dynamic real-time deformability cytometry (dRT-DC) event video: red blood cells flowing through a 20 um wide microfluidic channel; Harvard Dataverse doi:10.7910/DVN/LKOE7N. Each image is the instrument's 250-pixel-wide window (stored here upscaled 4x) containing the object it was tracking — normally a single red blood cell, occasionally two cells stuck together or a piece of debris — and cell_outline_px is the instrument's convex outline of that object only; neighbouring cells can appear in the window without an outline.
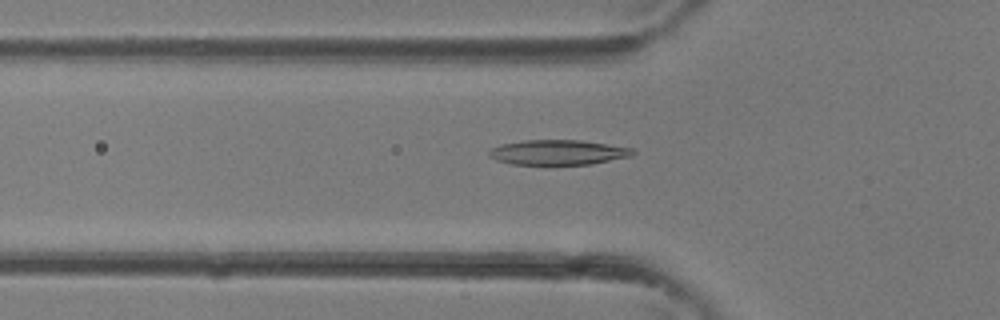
{"species": "common noctule bat (a hibernating species)", "species_latin": "Nyctalus noctula", "temperature_condition": "room temperature", "stored_images_in_passage": 37, "camera_frame_rate_fps": 3000, "um_per_image_px": 0.085, "animal": {"sex": "female"}, "frame": {"image": 1, "passage_image": 13, "time_ms": 4.0, "image_size_px": [1000, 320], "cell_outline_px": [[636, 152], [632, 156], [592, 164], [512, 164], [496, 160], [488, 156], [488, 152], [492, 148], [500, 144], [524, 140], [580, 140], [632, 148]], "centroid_in_image_um": [47.42, 12.95], "position_along_channel_um": 78.4, "area_um2": 20.87}}
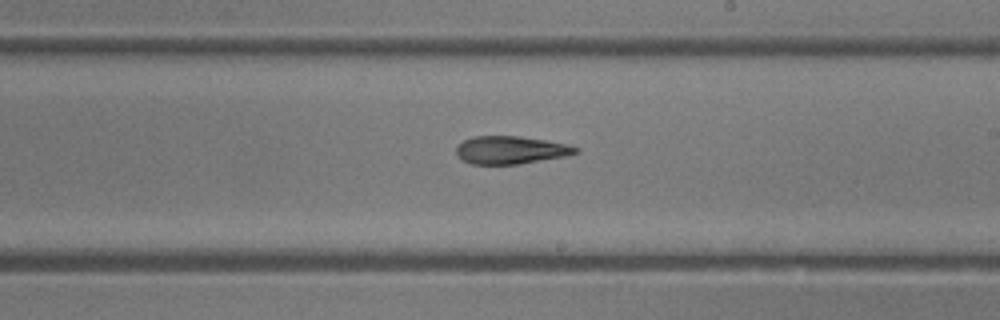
{"frame": {"image": 2, "passage_image": 22, "time_ms": 7.0, "image_size_px": [1000, 320], "cell_outline_px": [[580, 152], [564, 156], [520, 164], [472, 164], [460, 160], [456, 156], [456, 144], [472, 136], [520, 136], [568, 144], [580, 148]], "centroid_in_image_um": [43.37, 12.75], "position_along_channel_um": 245.6, "area_um2": 19.59}}
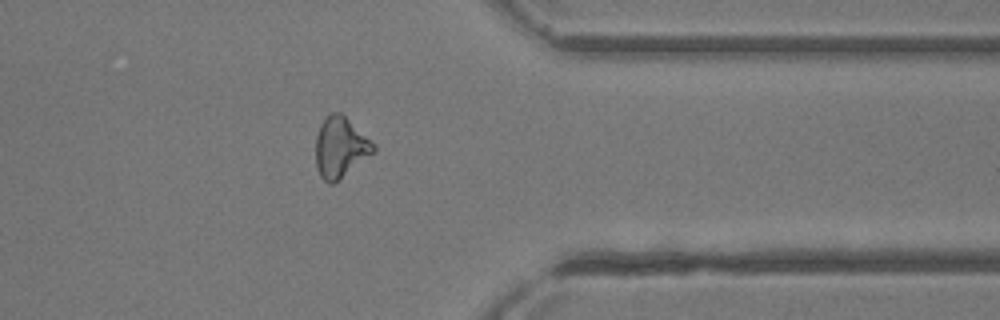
{"frame": {"image": 3, "passage_image": 30, "time_ms": 9.667, "image_size_px": [1000, 320], "cell_outline_px": [[376, 152], [340, 180], [332, 184], [328, 184], [320, 176], [316, 168], [316, 136], [320, 124], [324, 116], [332, 112], [340, 112], [376, 144]], "centroid_in_image_um": [28.94, 12.54], "position_along_channel_um": 382.5, "area_um2": 20.81}}